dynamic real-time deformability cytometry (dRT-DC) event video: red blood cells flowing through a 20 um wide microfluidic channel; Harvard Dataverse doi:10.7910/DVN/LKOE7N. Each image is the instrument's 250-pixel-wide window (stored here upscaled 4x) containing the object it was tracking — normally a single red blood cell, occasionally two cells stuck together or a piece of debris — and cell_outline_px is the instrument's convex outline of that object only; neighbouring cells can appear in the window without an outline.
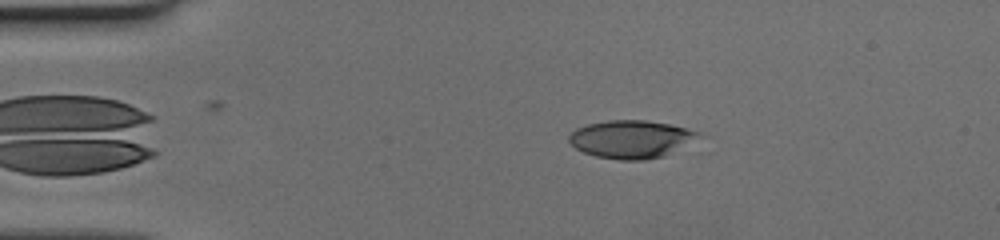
{"species": "human", "species_latin": "Homo sapiens", "temperature_condition": "cold", "stored_images_in_passage": 44, "camera_frame_rate_fps": 3000, "um_per_image_px": 0.085, "donor": {"sex": "female"}, "frame": {"image": 1, "passage_image": 2, "time_ms": 0.333, "image_size_px": [1000, 240], "cell_outline_px": [[704, 136], [664, 156], [644, 160], [620, 160], [596, 156], [584, 152], [576, 148], [568, 140], [568, 136], [576, 128], [588, 124], [608, 120], [644, 120], [668, 124], [700, 132]], "centroid_in_image_um": [53.65, 11.83], "position_along_channel_um": 31.3, "area_um2": 28.5}}
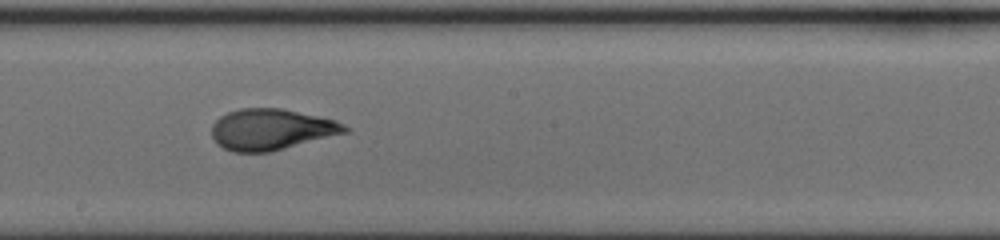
{"frame": {"image": 2, "passage_image": 21, "time_ms": 6.667, "image_size_px": [1000, 240], "cell_outline_px": [[348, 132], [268, 152], [232, 152], [216, 144], [212, 136], [212, 124], [220, 116], [228, 112], [240, 108], [280, 108], [320, 116], [336, 120], [344, 124], [348, 128]], "centroid_in_image_um": [23.03, 10.99], "position_along_channel_um": 225.2, "area_um2": 31.79}}
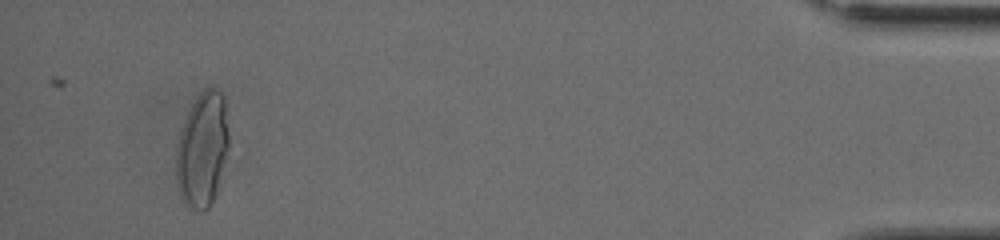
{"frame": {"image": 3, "passage_image": 41, "time_ms": 13.333, "image_size_px": [1000, 240], "cell_outline_px": [[228, 144], [216, 192], [208, 208], [204, 212], [200, 212], [188, 208], [184, 204], [180, 196], [176, 184], [176, 152], [180, 132], [184, 120], [196, 96], [204, 88], [216, 88], [224, 96], [228, 132]], "centroid_in_image_um": [17.17, 12.73], "position_along_channel_um": 418.0, "area_um2": 35.08}}